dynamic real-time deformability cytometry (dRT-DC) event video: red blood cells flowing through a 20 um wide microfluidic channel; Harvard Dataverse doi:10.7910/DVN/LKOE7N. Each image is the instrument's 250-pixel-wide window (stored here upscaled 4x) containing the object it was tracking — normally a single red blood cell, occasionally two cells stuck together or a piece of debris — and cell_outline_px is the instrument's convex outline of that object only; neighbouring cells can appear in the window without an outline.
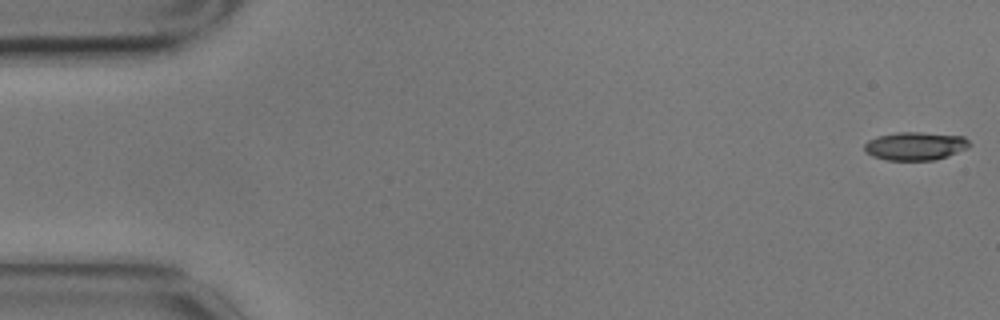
{"species": "common noctule bat (a hibernating species)", "species_latin": "Nyctalus noctula", "temperature_condition": "cold", "stored_images_in_passage": 11, "camera_frame_rate_fps": 3000, "um_per_image_px": 0.085, "animal": {"sex": "male", "body_mass_g": 17.9}, "frame": {"image": 1, "passage_image": 1, "time_ms": 0.0, "image_size_px": [1000, 320], "cell_outline_px": [[968, 144], [964, 148], [948, 156], [932, 160], [888, 160], [872, 156], [864, 152], [864, 144], [868, 140], [876, 136], [900, 132], [920, 132], [964, 136], [968, 140]], "centroid_in_image_um": [77.72, 12.41], "position_along_channel_um": 7.3, "area_um2": 17.11}}